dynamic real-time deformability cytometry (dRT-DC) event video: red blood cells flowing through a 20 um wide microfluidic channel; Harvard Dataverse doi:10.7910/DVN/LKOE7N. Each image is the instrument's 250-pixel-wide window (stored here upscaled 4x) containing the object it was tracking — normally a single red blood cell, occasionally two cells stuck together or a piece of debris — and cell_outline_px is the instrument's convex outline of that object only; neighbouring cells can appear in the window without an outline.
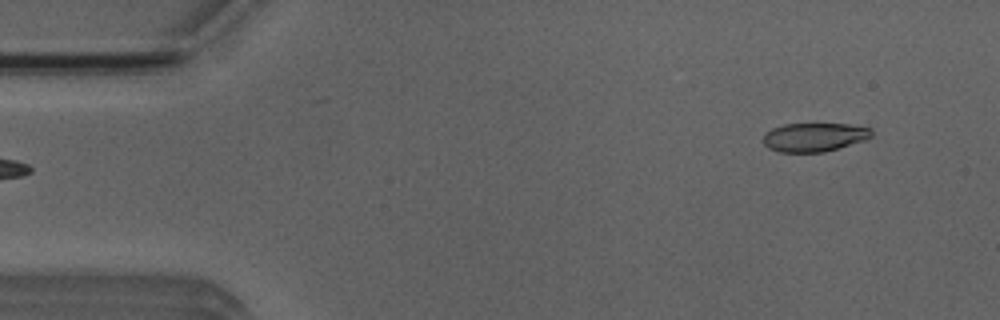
{"species": "Egyptian fruit bat (a non-hibernating species)", "species_latin": "Rousettus aegyptiacus", "temperature_condition": "room temperature", "stored_images_in_passage": 47, "camera_frame_rate_fps": 3000, "um_per_image_px": 0.085, "animal": {"sex": "male"}, "frame": {"image": 1, "passage_image": 2, "time_ms": 0.333, "image_size_px": [1000, 320], "cell_outline_px": [[872, 136], [864, 140], [824, 152], [780, 152], [768, 148], [764, 144], [764, 132], [772, 128], [784, 124], [848, 124], [872, 128]], "centroid_in_image_um": [69.19, 11.65], "position_along_channel_um": 15.8, "area_um2": 18.09}}
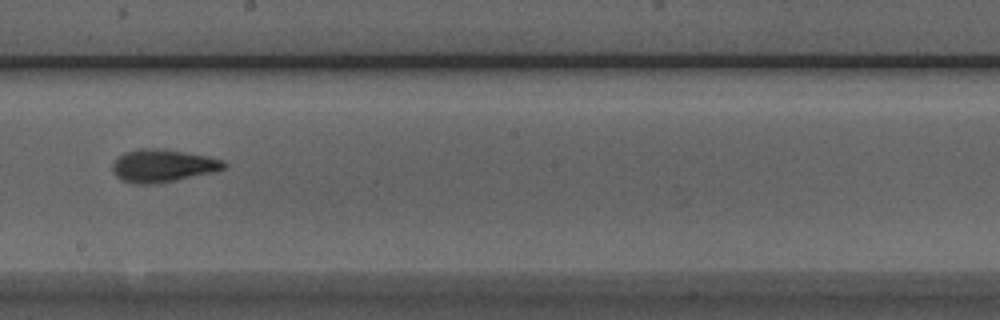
{"frame": {"image": 2, "passage_image": 26, "time_ms": 8.333, "image_size_px": [1000, 320], "cell_outline_px": [[228, 164], [224, 168], [216, 172], [156, 184], [132, 184], [120, 180], [116, 176], [112, 168], [112, 164], [116, 156], [124, 152], [140, 148], [160, 148], [208, 156], [220, 160]], "centroid_in_image_um": [13.79, 14.09], "position_along_channel_um": 234.4, "area_um2": 21.56}}
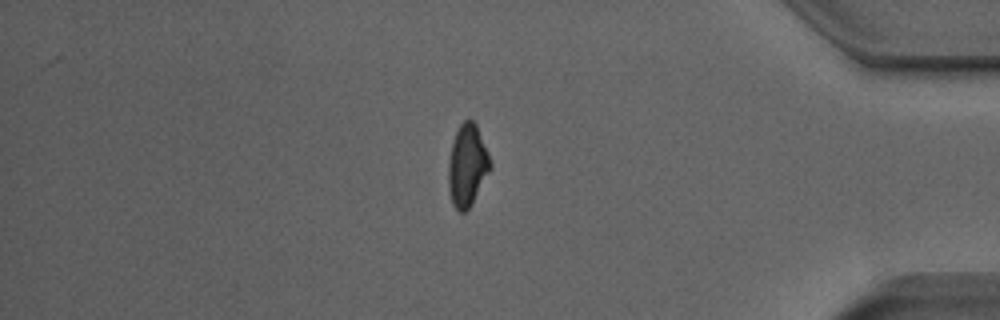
{"frame": {"image": 3, "passage_image": 41, "time_ms": 13.333, "image_size_px": [1000, 320], "cell_outline_px": [[492, 168], [472, 204], [464, 212], [460, 212], [452, 204], [448, 188], [448, 160], [452, 140], [460, 124], [464, 120], [472, 120], [476, 124], [492, 164]], "centroid_in_image_um": [39.71, 14.08], "position_along_channel_um": 395.5, "area_um2": 20.11}, "authors_computed_cell_mechanics": {"area_um2": 20.1144, "velocity_mm_per_s": 3.93, "shape_relaxation_time_tau1_ms": 4.3075, "shape_relaxation_time_tau2_ms": 2.1377, "deformation_change_tau1": 0.1603, "deformation_change_tau2": 0.0926}}